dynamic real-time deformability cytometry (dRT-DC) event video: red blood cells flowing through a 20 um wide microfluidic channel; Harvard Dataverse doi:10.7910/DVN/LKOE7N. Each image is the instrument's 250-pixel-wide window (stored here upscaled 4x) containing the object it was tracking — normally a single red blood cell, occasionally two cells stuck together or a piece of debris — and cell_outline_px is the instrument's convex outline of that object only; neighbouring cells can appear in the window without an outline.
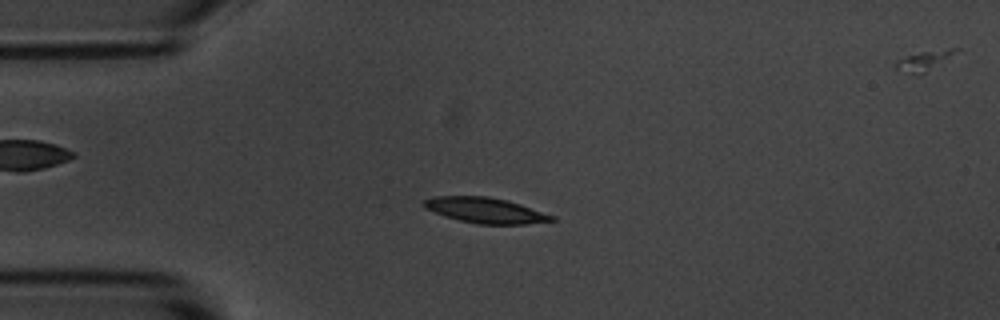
{"species": "common noctule bat (a hibernating species)", "species_latin": "Nyctalus noctula", "temperature_condition": "room temperature", "stored_images_in_passage": 7, "camera_frame_rate_fps": 3000, "um_per_image_px": 0.085, "animal": {"sex": "male", "body_mass_g": 20.1, "forearm_length_mm": 53.5}, "frame": {"image": 1, "passage_image": 3, "time_ms": 2.333, "image_size_px": [1000, 320], "cell_outline_px": [[556, 220], [524, 224], [476, 224], [444, 216], [424, 208], [420, 204], [424, 200], [436, 196], [488, 196], [508, 200], [556, 216]], "centroid_in_image_um": [41.24, 17.87], "position_along_channel_um": 43.8, "area_um2": 19.07}}
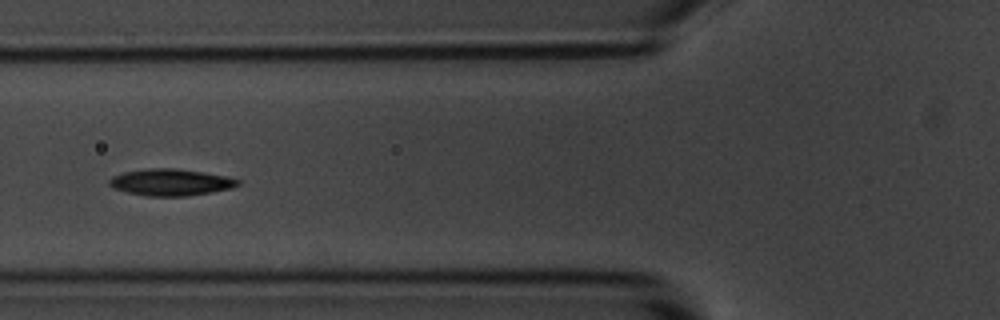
{"frame": {"image": 2, "passage_image": 5, "time_ms": 4.667, "image_size_px": [1000, 320], "cell_outline_px": [[240, 184], [232, 188], [212, 192], [188, 196], [148, 196], [128, 192], [116, 188], [108, 184], [108, 180], [112, 176], [124, 172], [148, 168], [176, 168], [228, 176], [240, 180]], "centroid_in_image_um": [14.54, 15.49], "position_along_channel_um": 111.3, "area_um2": 20.0}}
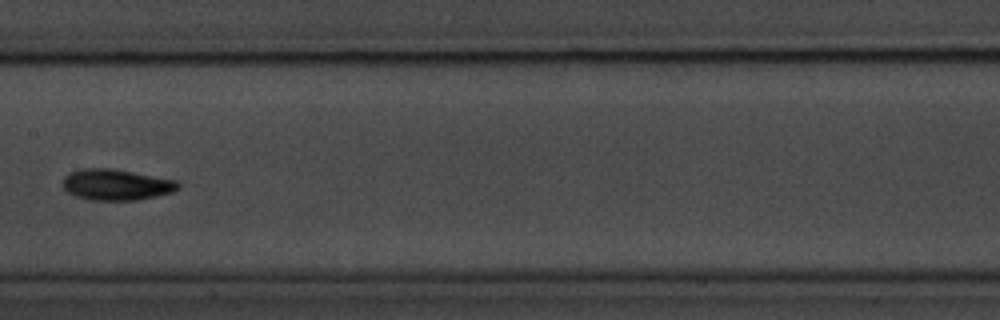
{"frame": {"image": 3, "passage_image": 7, "time_ms": 7.0, "image_size_px": [1000, 320], "cell_outline_px": [[180, 188], [172, 192], [156, 196], [136, 200], [88, 200], [76, 196], [68, 192], [64, 188], [64, 176], [80, 168], [112, 168], [176, 180], [180, 184]], "centroid_in_image_um": [9.89, 15.69], "position_along_channel_um": 197.5, "area_um2": 20.81}}